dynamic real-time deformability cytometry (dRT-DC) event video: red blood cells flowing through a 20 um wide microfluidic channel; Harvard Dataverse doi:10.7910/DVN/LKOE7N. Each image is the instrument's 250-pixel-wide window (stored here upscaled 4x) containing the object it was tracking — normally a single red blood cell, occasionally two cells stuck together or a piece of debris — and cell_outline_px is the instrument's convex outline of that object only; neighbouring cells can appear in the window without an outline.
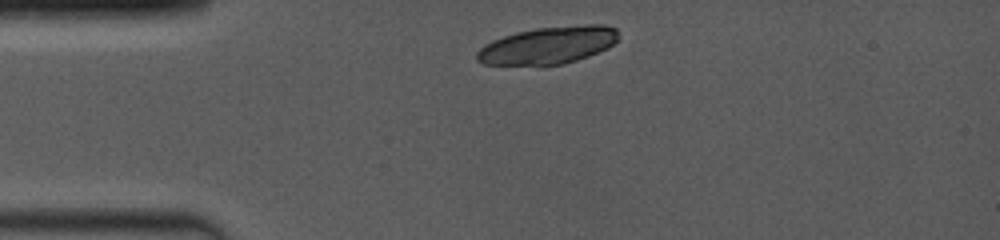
{"species": "common noctule bat (a hibernating species)", "species_latin": "Nyctalus noctula", "temperature_condition": "room temperature", "stored_images_in_passage": 2, "camera_frame_rate_fps": 4000, "um_per_image_px": 0.085, "animal": {"sex": "female", "body_mass_g": 19.0, "forearm_length_mm": 53.3}, "frame": {"image": 1, "passage_image": 1, "time_ms": 0.0, "image_size_px": [1000, 240], "cell_outline_px": [[616, 40], [608, 48], [588, 56], [564, 64], [480, 64], [476, 60], [476, 52], [484, 44], [492, 40], [516, 32], [536, 28], [588, 24], [604, 24], [616, 28]], "centroid_in_image_um": [46.56, 3.84], "position_along_channel_um": 38.4, "area_um2": 30.52}}